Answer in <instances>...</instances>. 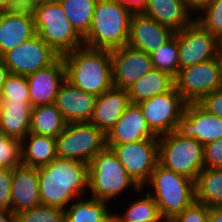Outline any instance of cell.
Masks as SVG:
<instances>
[{
	"label": "cell",
	"mask_w": 222,
	"mask_h": 222,
	"mask_svg": "<svg viewBox=\"0 0 222 222\" xmlns=\"http://www.w3.org/2000/svg\"><path fill=\"white\" fill-rule=\"evenodd\" d=\"M38 182L41 203L65 210L75 199L88 195L89 164L57 157L38 167Z\"/></svg>",
	"instance_id": "obj_1"
},
{
	"label": "cell",
	"mask_w": 222,
	"mask_h": 222,
	"mask_svg": "<svg viewBox=\"0 0 222 222\" xmlns=\"http://www.w3.org/2000/svg\"><path fill=\"white\" fill-rule=\"evenodd\" d=\"M66 80L96 97L113 86L110 50L81 47L62 55Z\"/></svg>",
	"instance_id": "obj_2"
},
{
	"label": "cell",
	"mask_w": 222,
	"mask_h": 222,
	"mask_svg": "<svg viewBox=\"0 0 222 222\" xmlns=\"http://www.w3.org/2000/svg\"><path fill=\"white\" fill-rule=\"evenodd\" d=\"M132 15L117 0H97L90 28L83 38L84 46L111 51L127 45Z\"/></svg>",
	"instance_id": "obj_3"
},
{
	"label": "cell",
	"mask_w": 222,
	"mask_h": 222,
	"mask_svg": "<svg viewBox=\"0 0 222 222\" xmlns=\"http://www.w3.org/2000/svg\"><path fill=\"white\" fill-rule=\"evenodd\" d=\"M144 189L155 200L163 220H171L195 201L194 181L159 163Z\"/></svg>",
	"instance_id": "obj_4"
},
{
	"label": "cell",
	"mask_w": 222,
	"mask_h": 222,
	"mask_svg": "<svg viewBox=\"0 0 222 222\" xmlns=\"http://www.w3.org/2000/svg\"><path fill=\"white\" fill-rule=\"evenodd\" d=\"M138 189L139 187L128 176L127 171L111 148L105 147L90 161L87 196L110 203L117 197L119 199L123 193L126 194L127 190L133 191V194Z\"/></svg>",
	"instance_id": "obj_5"
},
{
	"label": "cell",
	"mask_w": 222,
	"mask_h": 222,
	"mask_svg": "<svg viewBox=\"0 0 222 222\" xmlns=\"http://www.w3.org/2000/svg\"><path fill=\"white\" fill-rule=\"evenodd\" d=\"M203 145L182 129L158 136V163L195 181L203 166Z\"/></svg>",
	"instance_id": "obj_6"
},
{
	"label": "cell",
	"mask_w": 222,
	"mask_h": 222,
	"mask_svg": "<svg viewBox=\"0 0 222 222\" xmlns=\"http://www.w3.org/2000/svg\"><path fill=\"white\" fill-rule=\"evenodd\" d=\"M34 23L36 34L60 56L84 46L58 0L39 2Z\"/></svg>",
	"instance_id": "obj_7"
},
{
	"label": "cell",
	"mask_w": 222,
	"mask_h": 222,
	"mask_svg": "<svg viewBox=\"0 0 222 222\" xmlns=\"http://www.w3.org/2000/svg\"><path fill=\"white\" fill-rule=\"evenodd\" d=\"M106 147V135L90 122L69 123L56 137L57 157L89 164Z\"/></svg>",
	"instance_id": "obj_8"
},
{
	"label": "cell",
	"mask_w": 222,
	"mask_h": 222,
	"mask_svg": "<svg viewBox=\"0 0 222 222\" xmlns=\"http://www.w3.org/2000/svg\"><path fill=\"white\" fill-rule=\"evenodd\" d=\"M186 104L175 86L168 92L138 103L148 127L156 136L182 128Z\"/></svg>",
	"instance_id": "obj_9"
},
{
	"label": "cell",
	"mask_w": 222,
	"mask_h": 222,
	"mask_svg": "<svg viewBox=\"0 0 222 222\" xmlns=\"http://www.w3.org/2000/svg\"><path fill=\"white\" fill-rule=\"evenodd\" d=\"M117 155L128 176L139 188L149 181L158 164V139H145L125 144H106Z\"/></svg>",
	"instance_id": "obj_10"
},
{
	"label": "cell",
	"mask_w": 222,
	"mask_h": 222,
	"mask_svg": "<svg viewBox=\"0 0 222 222\" xmlns=\"http://www.w3.org/2000/svg\"><path fill=\"white\" fill-rule=\"evenodd\" d=\"M174 82L177 92L187 103H198L204 96L222 88L218 57L179 70Z\"/></svg>",
	"instance_id": "obj_11"
},
{
	"label": "cell",
	"mask_w": 222,
	"mask_h": 222,
	"mask_svg": "<svg viewBox=\"0 0 222 222\" xmlns=\"http://www.w3.org/2000/svg\"><path fill=\"white\" fill-rule=\"evenodd\" d=\"M60 55L38 34L8 50L2 60L12 74L27 76L53 64Z\"/></svg>",
	"instance_id": "obj_12"
},
{
	"label": "cell",
	"mask_w": 222,
	"mask_h": 222,
	"mask_svg": "<svg viewBox=\"0 0 222 222\" xmlns=\"http://www.w3.org/2000/svg\"><path fill=\"white\" fill-rule=\"evenodd\" d=\"M179 70L218 57V38L195 20L177 31Z\"/></svg>",
	"instance_id": "obj_13"
},
{
	"label": "cell",
	"mask_w": 222,
	"mask_h": 222,
	"mask_svg": "<svg viewBox=\"0 0 222 222\" xmlns=\"http://www.w3.org/2000/svg\"><path fill=\"white\" fill-rule=\"evenodd\" d=\"M113 86L127 90L153 68L151 55L125 45L111 50Z\"/></svg>",
	"instance_id": "obj_14"
},
{
	"label": "cell",
	"mask_w": 222,
	"mask_h": 222,
	"mask_svg": "<svg viewBox=\"0 0 222 222\" xmlns=\"http://www.w3.org/2000/svg\"><path fill=\"white\" fill-rule=\"evenodd\" d=\"M174 31L142 12L133 13L130 21L129 39L127 45L152 54L166 43Z\"/></svg>",
	"instance_id": "obj_15"
},
{
	"label": "cell",
	"mask_w": 222,
	"mask_h": 222,
	"mask_svg": "<svg viewBox=\"0 0 222 222\" xmlns=\"http://www.w3.org/2000/svg\"><path fill=\"white\" fill-rule=\"evenodd\" d=\"M29 101L32 107L55 103L57 93L66 80L64 59L60 56L53 64L26 76Z\"/></svg>",
	"instance_id": "obj_16"
},
{
	"label": "cell",
	"mask_w": 222,
	"mask_h": 222,
	"mask_svg": "<svg viewBox=\"0 0 222 222\" xmlns=\"http://www.w3.org/2000/svg\"><path fill=\"white\" fill-rule=\"evenodd\" d=\"M10 193V210L15 215L42 204L39 193L38 168L21 164L12 169Z\"/></svg>",
	"instance_id": "obj_17"
},
{
	"label": "cell",
	"mask_w": 222,
	"mask_h": 222,
	"mask_svg": "<svg viewBox=\"0 0 222 222\" xmlns=\"http://www.w3.org/2000/svg\"><path fill=\"white\" fill-rule=\"evenodd\" d=\"M96 98L65 80L57 93L54 104L67 124L89 122Z\"/></svg>",
	"instance_id": "obj_18"
},
{
	"label": "cell",
	"mask_w": 222,
	"mask_h": 222,
	"mask_svg": "<svg viewBox=\"0 0 222 222\" xmlns=\"http://www.w3.org/2000/svg\"><path fill=\"white\" fill-rule=\"evenodd\" d=\"M145 139H158L148 127L138 104H130L106 134V144H125Z\"/></svg>",
	"instance_id": "obj_19"
},
{
	"label": "cell",
	"mask_w": 222,
	"mask_h": 222,
	"mask_svg": "<svg viewBox=\"0 0 222 222\" xmlns=\"http://www.w3.org/2000/svg\"><path fill=\"white\" fill-rule=\"evenodd\" d=\"M181 129L204 146L222 138V119L208 113L198 103H187Z\"/></svg>",
	"instance_id": "obj_20"
},
{
	"label": "cell",
	"mask_w": 222,
	"mask_h": 222,
	"mask_svg": "<svg viewBox=\"0 0 222 222\" xmlns=\"http://www.w3.org/2000/svg\"><path fill=\"white\" fill-rule=\"evenodd\" d=\"M130 104L127 90L112 86L96 98L89 122L106 135Z\"/></svg>",
	"instance_id": "obj_21"
},
{
	"label": "cell",
	"mask_w": 222,
	"mask_h": 222,
	"mask_svg": "<svg viewBox=\"0 0 222 222\" xmlns=\"http://www.w3.org/2000/svg\"><path fill=\"white\" fill-rule=\"evenodd\" d=\"M30 101L0 100V130L20 141L30 133Z\"/></svg>",
	"instance_id": "obj_22"
},
{
	"label": "cell",
	"mask_w": 222,
	"mask_h": 222,
	"mask_svg": "<svg viewBox=\"0 0 222 222\" xmlns=\"http://www.w3.org/2000/svg\"><path fill=\"white\" fill-rule=\"evenodd\" d=\"M142 13L174 32L184 29L195 20L183 4V0H147Z\"/></svg>",
	"instance_id": "obj_23"
},
{
	"label": "cell",
	"mask_w": 222,
	"mask_h": 222,
	"mask_svg": "<svg viewBox=\"0 0 222 222\" xmlns=\"http://www.w3.org/2000/svg\"><path fill=\"white\" fill-rule=\"evenodd\" d=\"M35 35L34 18L0 12V53L2 55Z\"/></svg>",
	"instance_id": "obj_24"
},
{
	"label": "cell",
	"mask_w": 222,
	"mask_h": 222,
	"mask_svg": "<svg viewBox=\"0 0 222 222\" xmlns=\"http://www.w3.org/2000/svg\"><path fill=\"white\" fill-rule=\"evenodd\" d=\"M22 164L41 167L57 158L56 138L29 133L21 141Z\"/></svg>",
	"instance_id": "obj_25"
},
{
	"label": "cell",
	"mask_w": 222,
	"mask_h": 222,
	"mask_svg": "<svg viewBox=\"0 0 222 222\" xmlns=\"http://www.w3.org/2000/svg\"><path fill=\"white\" fill-rule=\"evenodd\" d=\"M113 203L87 196L77 198L66 207L65 222H107L113 215V209L109 210Z\"/></svg>",
	"instance_id": "obj_26"
},
{
	"label": "cell",
	"mask_w": 222,
	"mask_h": 222,
	"mask_svg": "<svg viewBox=\"0 0 222 222\" xmlns=\"http://www.w3.org/2000/svg\"><path fill=\"white\" fill-rule=\"evenodd\" d=\"M175 86L174 78L163 71L152 69L148 74L127 89L130 103L152 98L170 91Z\"/></svg>",
	"instance_id": "obj_27"
},
{
	"label": "cell",
	"mask_w": 222,
	"mask_h": 222,
	"mask_svg": "<svg viewBox=\"0 0 222 222\" xmlns=\"http://www.w3.org/2000/svg\"><path fill=\"white\" fill-rule=\"evenodd\" d=\"M144 188H139L135 195L138 198L128 202L127 208L121 213L113 212L114 217L119 222H162L163 219L159 213L158 206L153 197L145 191ZM144 192V194H142ZM141 194V195H140Z\"/></svg>",
	"instance_id": "obj_28"
},
{
	"label": "cell",
	"mask_w": 222,
	"mask_h": 222,
	"mask_svg": "<svg viewBox=\"0 0 222 222\" xmlns=\"http://www.w3.org/2000/svg\"><path fill=\"white\" fill-rule=\"evenodd\" d=\"M195 201L208 207H222V168H203L194 181Z\"/></svg>",
	"instance_id": "obj_29"
},
{
	"label": "cell",
	"mask_w": 222,
	"mask_h": 222,
	"mask_svg": "<svg viewBox=\"0 0 222 222\" xmlns=\"http://www.w3.org/2000/svg\"><path fill=\"white\" fill-rule=\"evenodd\" d=\"M67 122L54 103L32 108L30 133L56 138Z\"/></svg>",
	"instance_id": "obj_30"
},
{
	"label": "cell",
	"mask_w": 222,
	"mask_h": 222,
	"mask_svg": "<svg viewBox=\"0 0 222 222\" xmlns=\"http://www.w3.org/2000/svg\"><path fill=\"white\" fill-rule=\"evenodd\" d=\"M69 22L84 38L91 25L97 0H58Z\"/></svg>",
	"instance_id": "obj_31"
},
{
	"label": "cell",
	"mask_w": 222,
	"mask_h": 222,
	"mask_svg": "<svg viewBox=\"0 0 222 222\" xmlns=\"http://www.w3.org/2000/svg\"><path fill=\"white\" fill-rule=\"evenodd\" d=\"M150 55L154 69L163 71L175 79L179 72L177 31L166 43Z\"/></svg>",
	"instance_id": "obj_32"
},
{
	"label": "cell",
	"mask_w": 222,
	"mask_h": 222,
	"mask_svg": "<svg viewBox=\"0 0 222 222\" xmlns=\"http://www.w3.org/2000/svg\"><path fill=\"white\" fill-rule=\"evenodd\" d=\"M15 222H65V210L40 204L16 214Z\"/></svg>",
	"instance_id": "obj_33"
},
{
	"label": "cell",
	"mask_w": 222,
	"mask_h": 222,
	"mask_svg": "<svg viewBox=\"0 0 222 222\" xmlns=\"http://www.w3.org/2000/svg\"><path fill=\"white\" fill-rule=\"evenodd\" d=\"M21 164L20 140L6 136L0 130V168L14 169Z\"/></svg>",
	"instance_id": "obj_34"
},
{
	"label": "cell",
	"mask_w": 222,
	"mask_h": 222,
	"mask_svg": "<svg viewBox=\"0 0 222 222\" xmlns=\"http://www.w3.org/2000/svg\"><path fill=\"white\" fill-rule=\"evenodd\" d=\"M29 95L27 77L10 73L2 87L0 100L29 101Z\"/></svg>",
	"instance_id": "obj_35"
},
{
	"label": "cell",
	"mask_w": 222,
	"mask_h": 222,
	"mask_svg": "<svg viewBox=\"0 0 222 222\" xmlns=\"http://www.w3.org/2000/svg\"><path fill=\"white\" fill-rule=\"evenodd\" d=\"M195 21L219 39L222 36V0H212Z\"/></svg>",
	"instance_id": "obj_36"
},
{
	"label": "cell",
	"mask_w": 222,
	"mask_h": 222,
	"mask_svg": "<svg viewBox=\"0 0 222 222\" xmlns=\"http://www.w3.org/2000/svg\"><path fill=\"white\" fill-rule=\"evenodd\" d=\"M171 222H208L209 207L194 201L189 207L170 220Z\"/></svg>",
	"instance_id": "obj_37"
},
{
	"label": "cell",
	"mask_w": 222,
	"mask_h": 222,
	"mask_svg": "<svg viewBox=\"0 0 222 222\" xmlns=\"http://www.w3.org/2000/svg\"><path fill=\"white\" fill-rule=\"evenodd\" d=\"M203 154L204 168H222V138L204 145Z\"/></svg>",
	"instance_id": "obj_38"
},
{
	"label": "cell",
	"mask_w": 222,
	"mask_h": 222,
	"mask_svg": "<svg viewBox=\"0 0 222 222\" xmlns=\"http://www.w3.org/2000/svg\"><path fill=\"white\" fill-rule=\"evenodd\" d=\"M38 3L36 0H9L3 12L35 18Z\"/></svg>",
	"instance_id": "obj_39"
},
{
	"label": "cell",
	"mask_w": 222,
	"mask_h": 222,
	"mask_svg": "<svg viewBox=\"0 0 222 222\" xmlns=\"http://www.w3.org/2000/svg\"><path fill=\"white\" fill-rule=\"evenodd\" d=\"M12 169L0 168V208L10 210Z\"/></svg>",
	"instance_id": "obj_40"
},
{
	"label": "cell",
	"mask_w": 222,
	"mask_h": 222,
	"mask_svg": "<svg viewBox=\"0 0 222 222\" xmlns=\"http://www.w3.org/2000/svg\"><path fill=\"white\" fill-rule=\"evenodd\" d=\"M198 104L208 113L222 119V88L204 96Z\"/></svg>",
	"instance_id": "obj_41"
},
{
	"label": "cell",
	"mask_w": 222,
	"mask_h": 222,
	"mask_svg": "<svg viewBox=\"0 0 222 222\" xmlns=\"http://www.w3.org/2000/svg\"><path fill=\"white\" fill-rule=\"evenodd\" d=\"M211 1L212 0H183V4L187 8L188 12L191 15L193 14V18L195 19L209 6Z\"/></svg>",
	"instance_id": "obj_42"
},
{
	"label": "cell",
	"mask_w": 222,
	"mask_h": 222,
	"mask_svg": "<svg viewBox=\"0 0 222 222\" xmlns=\"http://www.w3.org/2000/svg\"><path fill=\"white\" fill-rule=\"evenodd\" d=\"M120 3H123L130 9L133 13L142 12L147 4V0H117Z\"/></svg>",
	"instance_id": "obj_43"
},
{
	"label": "cell",
	"mask_w": 222,
	"mask_h": 222,
	"mask_svg": "<svg viewBox=\"0 0 222 222\" xmlns=\"http://www.w3.org/2000/svg\"><path fill=\"white\" fill-rule=\"evenodd\" d=\"M208 222H222V207H209Z\"/></svg>",
	"instance_id": "obj_44"
},
{
	"label": "cell",
	"mask_w": 222,
	"mask_h": 222,
	"mask_svg": "<svg viewBox=\"0 0 222 222\" xmlns=\"http://www.w3.org/2000/svg\"><path fill=\"white\" fill-rule=\"evenodd\" d=\"M0 222H15V214L11 210L0 208Z\"/></svg>",
	"instance_id": "obj_45"
},
{
	"label": "cell",
	"mask_w": 222,
	"mask_h": 222,
	"mask_svg": "<svg viewBox=\"0 0 222 222\" xmlns=\"http://www.w3.org/2000/svg\"><path fill=\"white\" fill-rule=\"evenodd\" d=\"M9 74H10L9 69L6 67L4 61L2 60L0 62V93L4 85V82L6 81V78L8 77Z\"/></svg>",
	"instance_id": "obj_46"
},
{
	"label": "cell",
	"mask_w": 222,
	"mask_h": 222,
	"mask_svg": "<svg viewBox=\"0 0 222 222\" xmlns=\"http://www.w3.org/2000/svg\"><path fill=\"white\" fill-rule=\"evenodd\" d=\"M9 0H0V12H3L4 9L6 8Z\"/></svg>",
	"instance_id": "obj_47"
},
{
	"label": "cell",
	"mask_w": 222,
	"mask_h": 222,
	"mask_svg": "<svg viewBox=\"0 0 222 222\" xmlns=\"http://www.w3.org/2000/svg\"><path fill=\"white\" fill-rule=\"evenodd\" d=\"M218 61L220 64V71H221V75H222V52H218Z\"/></svg>",
	"instance_id": "obj_48"
},
{
	"label": "cell",
	"mask_w": 222,
	"mask_h": 222,
	"mask_svg": "<svg viewBox=\"0 0 222 222\" xmlns=\"http://www.w3.org/2000/svg\"><path fill=\"white\" fill-rule=\"evenodd\" d=\"M219 52H222V36L218 39Z\"/></svg>",
	"instance_id": "obj_49"
},
{
	"label": "cell",
	"mask_w": 222,
	"mask_h": 222,
	"mask_svg": "<svg viewBox=\"0 0 222 222\" xmlns=\"http://www.w3.org/2000/svg\"><path fill=\"white\" fill-rule=\"evenodd\" d=\"M107 222H119V221L114 217V215H112Z\"/></svg>",
	"instance_id": "obj_50"
},
{
	"label": "cell",
	"mask_w": 222,
	"mask_h": 222,
	"mask_svg": "<svg viewBox=\"0 0 222 222\" xmlns=\"http://www.w3.org/2000/svg\"><path fill=\"white\" fill-rule=\"evenodd\" d=\"M3 55L0 53V62L2 61Z\"/></svg>",
	"instance_id": "obj_51"
},
{
	"label": "cell",
	"mask_w": 222,
	"mask_h": 222,
	"mask_svg": "<svg viewBox=\"0 0 222 222\" xmlns=\"http://www.w3.org/2000/svg\"><path fill=\"white\" fill-rule=\"evenodd\" d=\"M162 222H171L170 220H163Z\"/></svg>",
	"instance_id": "obj_52"
}]
</instances>
